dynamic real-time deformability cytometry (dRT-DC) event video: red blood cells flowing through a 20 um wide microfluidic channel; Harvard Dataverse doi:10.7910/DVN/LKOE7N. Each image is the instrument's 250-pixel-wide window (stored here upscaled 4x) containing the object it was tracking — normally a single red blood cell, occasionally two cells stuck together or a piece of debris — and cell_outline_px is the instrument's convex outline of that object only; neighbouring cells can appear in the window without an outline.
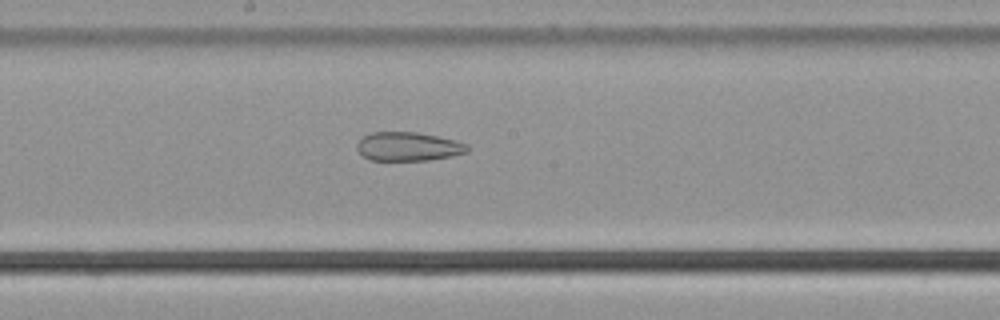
{"species": "common noctule bat (a hibernating species)", "species_latin": "Nyctalus noctula", "temperature_condition": "cold", "stored_images_in_passage": 54, "camera_frame_rate_fps": 3000, "um_per_image_px": 0.085, "animal": {"sex": "male", "body_mass_g": 21.5, "forearm_length_mm": 52.0}, "frame": {"image": 1, "passage_image": 29, "time_ms": 9.333, "image_size_px": [1000, 320], "cell_outline_px": [[468, 152], [452, 156], [428, 160], [368, 160], [356, 148], [356, 144], [364, 136], [372, 132], [416, 132], [456, 140], [468, 144]], "centroid_in_image_um": [34.71, 12.45], "position_along_channel_um": 213.5, "area_um2": 18.5}}
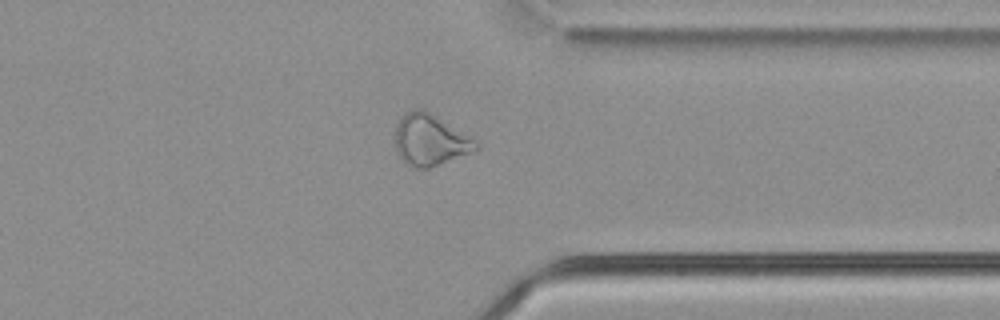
{"frame": {"image": 2, "passage_image": 42, "time_ms": 13.667, "image_size_px": [1000, 320], "cell_outline_px": [[480, 148], [472, 152], [428, 168], [412, 168], [400, 160], [396, 152], [396, 124], [412, 108], [424, 108], [468, 136], [480, 144]], "centroid_in_image_um": [36.53, 11.91], "position_along_channel_um": 374.9, "area_um2": 23.99}}
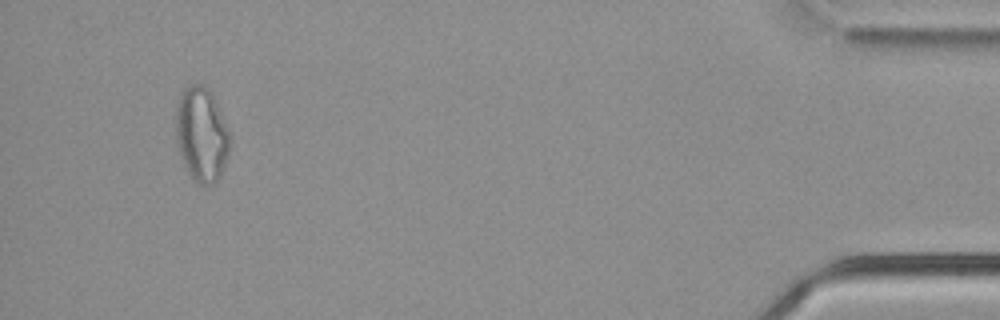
{"frame": {"image": 3, "passage_image": 51, "time_ms": 16.667, "image_size_px": [1000, 320], "cell_outline_px": [[232, 144], [228, 156], [220, 176], [212, 184], [200, 184], [188, 172], [184, 164], [180, 152], [176, 136], [176, 104], [184, 88], [192, 84], [204, 84], [212, 92], [216, 100], [232, 136]], "centroid_in_image_um": [17.17, 11.38], "position_along_channel_um": 418.0, "area_um2": 30.0}, "authors_computed_cell_mechanics": {"area_um2": 26.9637, "velocity_mm_per_s": 3.7909, "shape_relaxation_time_tau1_ms": null, "shape_relaxation_time_tau2_ms": 3.8589, "deformation_change_tau1": null, "deformation_change_tau2": 0.1219}}